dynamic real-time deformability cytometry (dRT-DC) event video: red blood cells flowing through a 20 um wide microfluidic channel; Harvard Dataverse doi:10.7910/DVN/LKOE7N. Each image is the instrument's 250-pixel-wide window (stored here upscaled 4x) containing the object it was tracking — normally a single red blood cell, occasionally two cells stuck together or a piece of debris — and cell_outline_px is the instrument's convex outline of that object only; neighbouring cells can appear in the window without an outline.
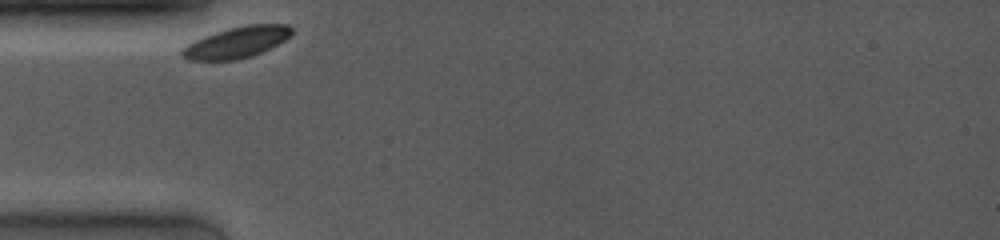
{"species": "common noctule bat (a hibernating species)", "species_latin": "Nyctalus noctula", "temperature_condition": "room temperature", "stored_images_in_passage": 12, "camera_frame_rate_fps": 4000, "um_per_image_px": 0.085, "animal": {"sex": "female", "body_mass_g": 19.0, "forearm_length_mm": 53.3}, "frame": {"image": 1, "passage_image": 1, "time_ms": 0.0, "image_size_px": [1000, 240], "cell_outline_px": [[292, 32], [284, 40], [252, 56], [236, 60], [188, 60], [180, 56], [180, 52], [188, 44], [204, 36], [228, 28], [244, 24], [288, 24], [292, 28]], "centroid_in_image_um": [20.1, 3.59], "position_along_channel_um": 64.9, "area_um2": 19.71}}
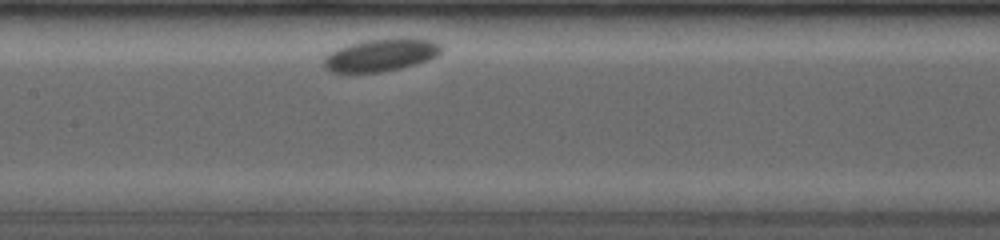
{"frame": {"image": 2, "passage_image": 9, "time_ms": 3.25, "image_size_px": [1000, 240], "cell_outline_px": [[444, 48], [436, 56], [428, 60], [416, 64], [384, 72], [332, 72], [324, 68], [324, 56], [328, 52], [336, 48], [348, 44], [364, 40], [432, 40], [440, 44]], "centroid_in_image_um": [32.31, 4.71], "position_along_channel_um": 175.1, "area_um2": 21.85}}